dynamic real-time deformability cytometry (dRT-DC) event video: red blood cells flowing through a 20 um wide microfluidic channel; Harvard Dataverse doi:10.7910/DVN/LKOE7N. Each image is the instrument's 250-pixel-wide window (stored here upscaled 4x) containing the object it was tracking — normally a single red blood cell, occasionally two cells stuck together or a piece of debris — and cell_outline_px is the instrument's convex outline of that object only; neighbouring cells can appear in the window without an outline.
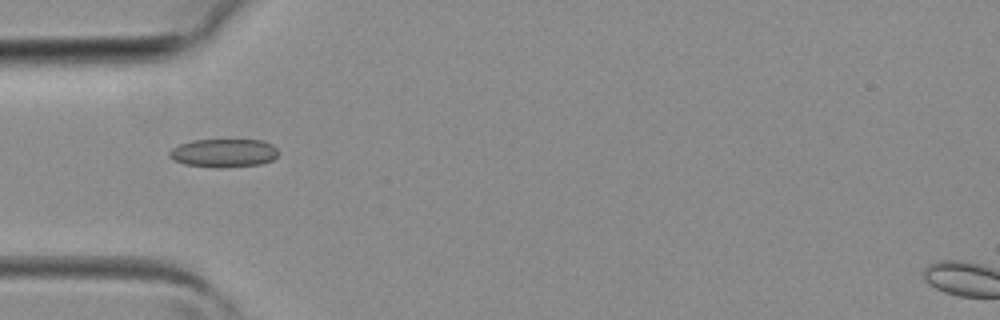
{"species": "common noctule bat (a hibernating species)", "species_latin": "Nyctalus noctula", "temperature_condition": "room temperature", "stored_images_in_passage": 3, "camera_frame_rate_fps": 3000, "um_per_image_px": 0.085, "animal": {"sex": "female", "body_mass_g": 19.3, "forearm_length_mm": 54.1}, "frame": {"image": 1, "passage_image": 3, "time_ms": 0.667, "image_size_px": [1000, 320], "cell_outline_px": [[280, 152], [272, 160], [260, 164], [220, 168], [216, 168], [184, 164], [172, 160], [168, 156], [168, 152], [172, 148], [180, 144], [192, 140], [264, 140], [272, 144]], "centroid_in_image_um": [19.0, 13.01], "position_along_channel_um": 66.0, "area_um2": 18.21}}